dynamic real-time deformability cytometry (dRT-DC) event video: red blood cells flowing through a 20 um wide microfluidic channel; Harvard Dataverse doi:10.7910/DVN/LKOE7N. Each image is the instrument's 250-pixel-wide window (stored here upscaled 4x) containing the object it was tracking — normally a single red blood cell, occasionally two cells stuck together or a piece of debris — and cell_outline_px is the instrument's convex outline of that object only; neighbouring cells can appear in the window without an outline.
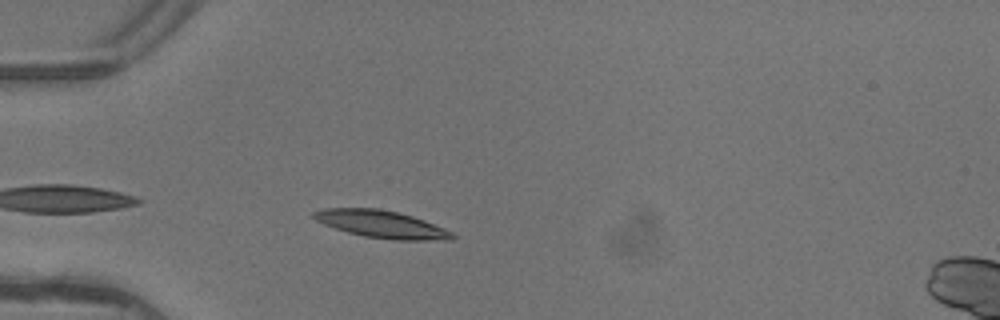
{"species": "common noctule bat (a hibernating species)", "species_latin": "Nyctalus noctula", "temperature_condition": "warm", "stored_images_in_passage": 2, "camera_frame_rate_fps": 3000, "um_per_image_px": 0.085, "animal": {"sex": "female"}, "frame": {"image": 1, "passage_image": 2, "time_ms": 0.333, "image_size_px": [1000, 320], "cell_outline_px": [[456, 236], [452, 240], [396, 240], [364, 236], [348, 232], [324, 224], [316, 220], [312, 216], [312, 212], [324, 208], [380, 208], [412, 216], [424, 220], [444, 228], [452, 232]], "centroid_in_image_um": [32.44, 19.05], "position_along_channel_um": 52.6, "area_um2": 22.02}}